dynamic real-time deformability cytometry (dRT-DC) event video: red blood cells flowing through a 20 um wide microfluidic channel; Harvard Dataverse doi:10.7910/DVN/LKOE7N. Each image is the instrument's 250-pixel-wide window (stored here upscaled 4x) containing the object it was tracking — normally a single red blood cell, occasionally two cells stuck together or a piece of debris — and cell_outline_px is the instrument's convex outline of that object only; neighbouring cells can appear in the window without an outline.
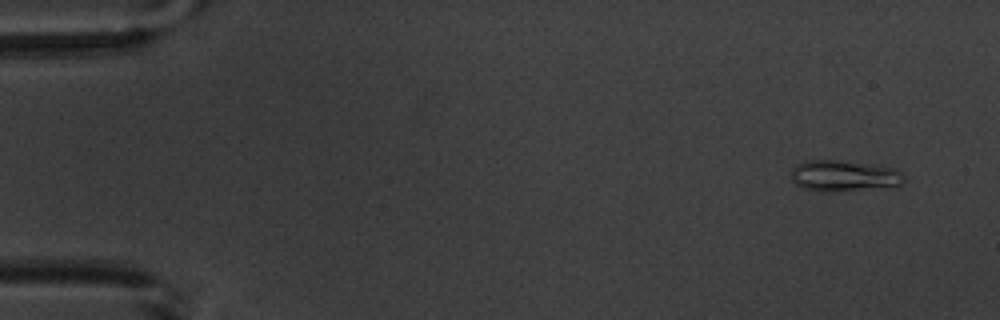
{"species": "common noctule bat (a hibernating species)", "species_latin": "Nyctalus noctula", "temperature_condition": "warm", "stored_images_in_passage": 6, "camera_frame_rate_fps": 3000, "um_per_image_px": 0.085, "animal": {"sex": "male", "body_mass_g": 20.1, "forearm_length_mm": 53.5}, "frame": {"image": 1, "passage_image": 1, "time_ms": 0.0, "image_size_px": [1000, 320], "cell_outline_px": [[904, 180], [900, 184], [824, 192], [804, 188], [796, 184], [792, 180], [792, 168], [796, 164], [804, 160], [832, 160], [888, 168], [904, 176]], "centroid_in_image_um": [71.56, 14.94], "position_along_channel_um": 13.4, "area_um2": 19.19}}
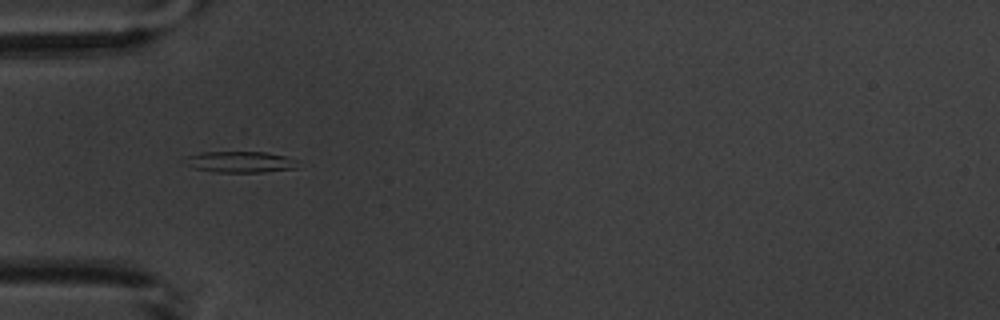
{"frame": {"image": 2, "passage_image": 5, "time_ms": 4.667, "image_size_px": [1000, 320], "cell_outline_px": [[296, 168], [264, 172], [216, 172], [192, 168], [180, 160], [184, 156], [200, 152], [264, 152], [284, 156], [296, 160]], "centroid_in_image_um": [20.29, 13.76], "position_along_channel_um": 64.7, "area_um2": 14.05}}
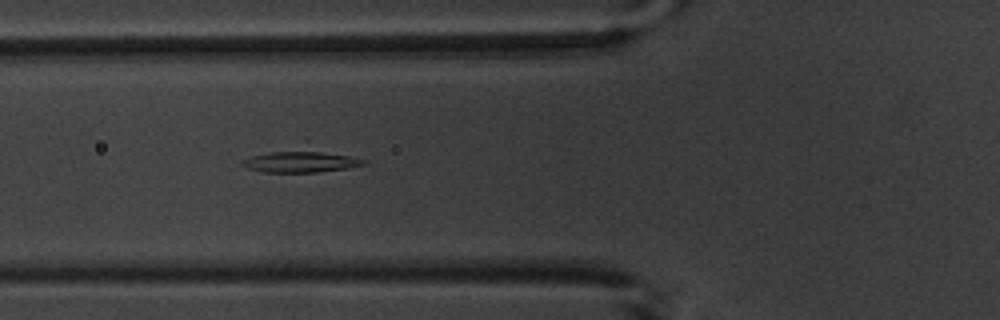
{"frame": {"image": 3, "passage_image": 6, "time_ms": 5.667, "image_size_px": [1000, 320], "cell_outline_px": [[368, 164], [344, 168], [316, 172], [260, 172], [248, 168], [240, 164], [240, 160], [252, 156], [308, 140], [368, 160]], "centroid_in_image_um": [25.7, 13.53], "position_along_channel_um": 100.1, "area_um2": 18.5}}